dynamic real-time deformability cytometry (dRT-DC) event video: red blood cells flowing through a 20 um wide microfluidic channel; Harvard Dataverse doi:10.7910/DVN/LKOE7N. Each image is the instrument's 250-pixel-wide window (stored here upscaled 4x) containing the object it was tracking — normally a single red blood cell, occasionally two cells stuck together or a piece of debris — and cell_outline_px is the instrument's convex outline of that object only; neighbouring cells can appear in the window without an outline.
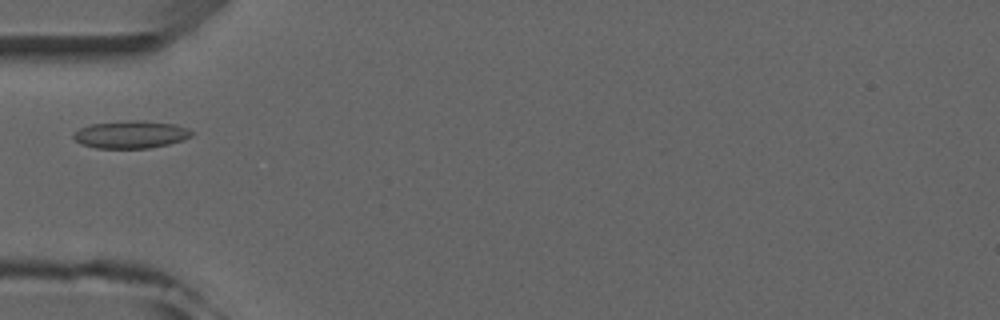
{"species": "common noctule bat (a hibernating species)", "species_latin": "Nyctalus noctula", "temperature_condition": "room temperature", "stored_images_in_passage": 2, "camera_frame_rate_fps": 3000, "um_per_image_px": 0.085, "animal": {"sex": "male", "forearm_length_mm": 52.5}, "frame": {"image": 1, "passage_image": 2, "time_ms": 1.0, "image_size_px": [1000, 320], "cell_outline_px": [[196, 132], [192, 136], [184, 140], [168, 144], [148, 148], [96, 148], [80, 144], [72, 136], [72, 132], [80, 128], [92, 124], [124, 120], [140, 120], [176, 124], [188, 128]], "centroid_in_image_um": [11.14, 11.42], "position_along_channel_um": 73.9, "area_um2": 19.25}}